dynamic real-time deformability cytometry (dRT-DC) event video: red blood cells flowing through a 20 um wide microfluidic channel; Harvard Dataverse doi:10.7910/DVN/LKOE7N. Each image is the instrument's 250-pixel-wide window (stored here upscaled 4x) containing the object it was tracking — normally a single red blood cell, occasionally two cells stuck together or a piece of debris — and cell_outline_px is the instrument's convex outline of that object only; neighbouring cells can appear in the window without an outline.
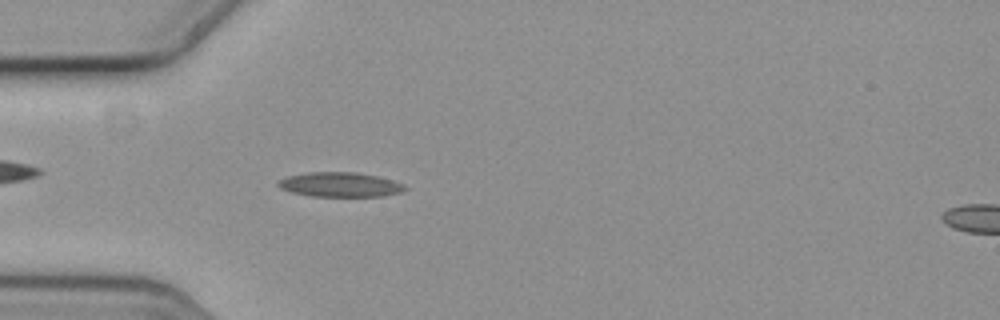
{"species": "common noctule bat (a hibernating species)", "species_latin": "Nyctalus noctula", "temperature_condition": "cold", "stored_images_in_passage": 57, "camera_frame_rate_fps": 3000, "um_per_image_px": 0.085, "animal": {"sex": "female", "body_mass_g": 19.3, "forearm_length_mm": 54.1}, "frame": {"image": 1, "passage_image": 17, "time_ms": 5.333, "image_size_px": [1000, 320], "cell_outline_px": [[408, 188], [400, 192], [384, 196], [312, 196], [292, 192], [280, 188], [276, 184], [280, 180], [288, 176], [308, 172], [356, 172], [376, 176], [392, 180], [404, 184]], "centroid_in_image_um": [28.91, 15.69], "position_along_channel_um": 56.1, "area_um2": 18.03}}
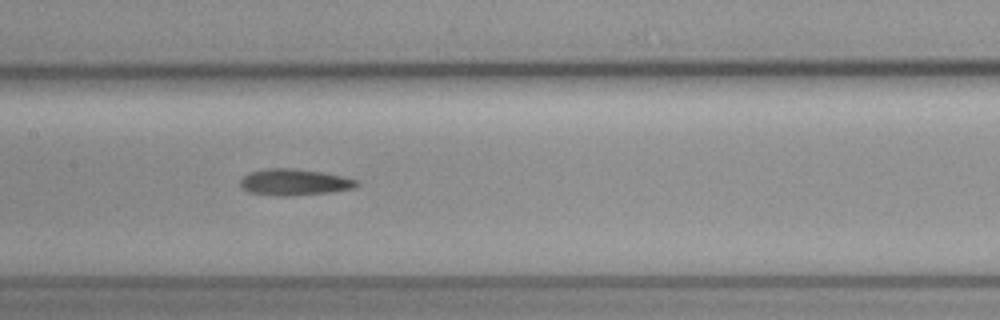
{"frame": {"image": 2, "passage_image": 28, "time_ms": 9.0, "image_size_px": [1000, 320], "cell_outline_px": [[360, 184], [352, 188], [332, 192], [292, 196], [276, 196], [248, 192], [240, 184], [240, 180], [248, 172], [268, 168], [288, 168], [320, 172], [344, 176], [356, 180]], "centroid_in_image_um": [25.0, 15.49], "position_along_channel_um": 182.4, "area_um2": 17.86}}
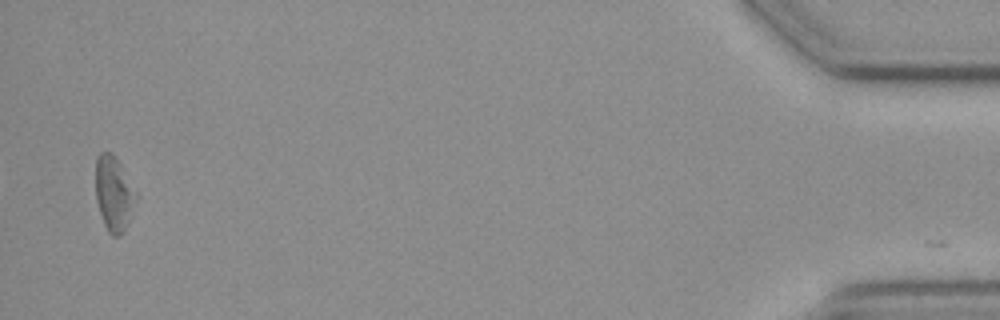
{"frame": {"image": 3, "passage_image": 56, "time_ms": 18.333, "image_size_px": [1000, 320], "cell_outline_px": [[136, 200], [128, 220], [120, 236], [112, 236], [108, 232], [104, 224], [96, 200], [96, 156], [100, 152], [112, 152], [120, 164], [136, 192]], "centroid_in_image_um": [9.65, 16.43], "position_along_channel_um": 425.6, "area_um2": 17.22}}